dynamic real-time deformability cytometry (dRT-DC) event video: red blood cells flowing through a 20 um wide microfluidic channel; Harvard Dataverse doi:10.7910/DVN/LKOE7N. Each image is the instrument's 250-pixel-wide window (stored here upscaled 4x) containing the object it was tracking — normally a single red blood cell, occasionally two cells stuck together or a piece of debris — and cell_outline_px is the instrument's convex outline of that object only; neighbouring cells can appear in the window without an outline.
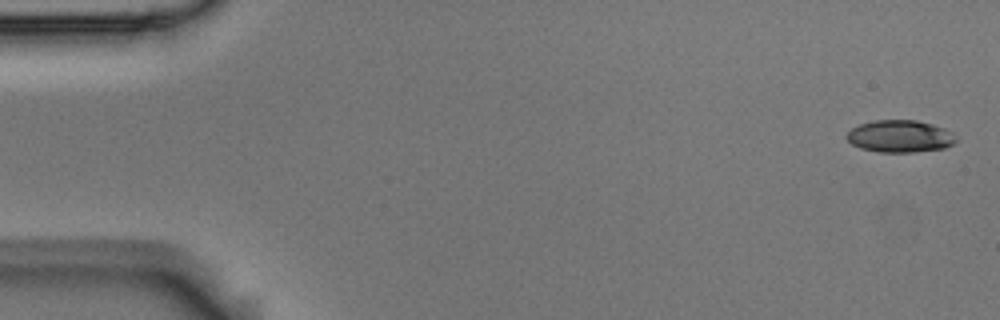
{"species": "Egyptian fruit bat (a non-hibernating species)", "species_latin": "Rousettus aegyptiacus", "temperature_condition": "room temperature", "stored_images_in_passage": 5, "camera_frame_rate_fps": 3000, "um_per_image_px": 0.085, "animal": {"sex": "male"}, "frame": {"image": 1, "passage_image": 1, "time_ms": 0.0, "image_size_px": [1000, 320], "cell_outline_px": [[956, 140], [952, 144], [944, 148], [916, 152], [880, 152], [860, 148], [852, 144], [844, 136], [852, 128], [860, 124], [872, 120], [916, 120], [932, 124], [944, 128], [952, 132]], "centroid_in_image_um": [76.47, 11.58], "position_along_channel_um": 8.5, "area_um2": 20.52}}
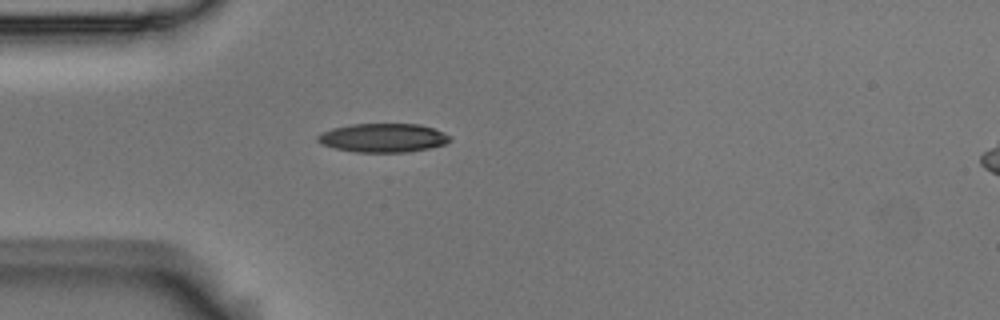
{"frame": {"image": 2, "passage_image": 5, "time_ms": 1.333, "image_size_px": [1000, 320], "cell_outline_px": [[452, 140], [444, 144], [428, 148], [408, 152], [356, 152], [336, 148], [320, 144], [316, 140], [316, 136], [320, 132], [332, 128], [352, 124], [420, 124], [444, 132], [452, 136]], "centroid_in_image_um": [32.55, 11.71], "position_along_channel_um": 52.5, "area_um2": 22.31}}